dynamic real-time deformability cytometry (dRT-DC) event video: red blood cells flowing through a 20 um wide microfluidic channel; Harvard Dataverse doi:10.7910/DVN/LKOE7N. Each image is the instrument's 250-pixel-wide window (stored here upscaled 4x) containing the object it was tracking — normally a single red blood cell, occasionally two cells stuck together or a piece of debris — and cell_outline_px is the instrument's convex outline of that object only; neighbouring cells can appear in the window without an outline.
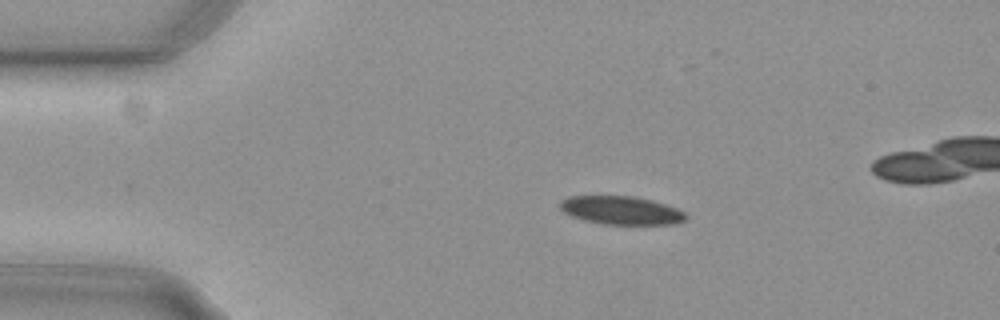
{"species": "common noctule bat (a hibernating species)", "species_latin": "Nyctalus noctula", "temperature_condition": "cold", "stored_images_in_passage": 33, "camera_frame_rate_fps": 3000, "um_per_image_px": 0.085, "animal": {"sex": "female", "body_mass_g": 29.2, "forearm_length_mm": 56.3}, "frame": {"image": 1, "passage_image": 1, "time_ms": 0.0, "image_size_px": [1000, 320], "cell_outline_px": [[688, 216], [684, 220], [676, 224], [600, 224], [584, 220], [572, 216], [564, 212], [560, 208], [560, 200], [568, 196], [632, 196], [652, 200], [676, 208], [684, 212]], "centroid_in_image_um": [52.78, 17.88], "position_along_channel_um": 32.2, "area_um2": 20.75}}
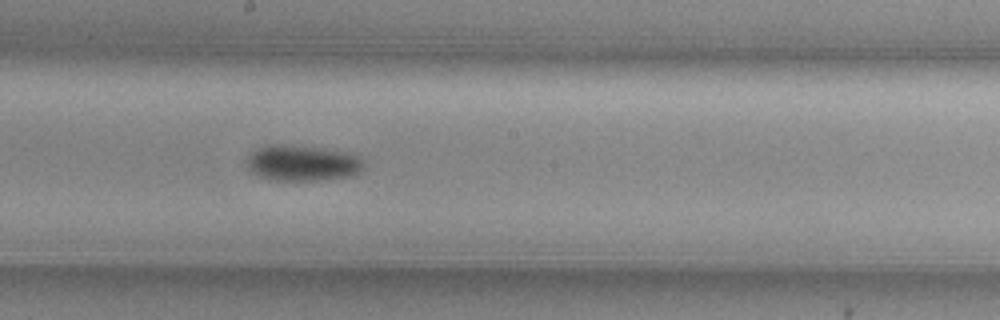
{"frame": {"image": 2, "passage_image": 20, "time_ms": 6.333, "image_size_px": [1000, 320], "cell_outline_px": [[364, 168], [360, 172], [352, 176], [320, 180], [268, 180], [256, 176], [248, 168], [244, 160], [256, 148], [268, 144], [276, 144], [320, 148], [340, 152], [356, 156], [364, 164]], "centroid_in_image_um": [25.61, 13.88], "position_along_channel_um": 222.6, "area_um2": 24.39}}
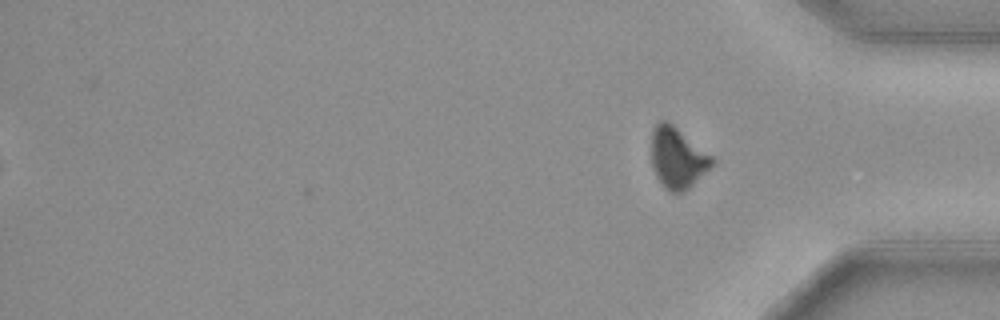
{"frame": {"image": 3, "passage_image": 33, "time_ms": 10.667, "image_size_px": [1000, 320], "cell_outline_px": [[716, 164], [684, 192], [668, 192], [664, 188], [656, 176], [652, 168], [652, 128], [660, 120], [668, 120], [712, 156], [716, 160]], "centroid_in_image_um": [57.6, 13.43], "position_along_channel_um": 377.6, "area_um2": 21.79}, "authors_computed_cell_mechanics": {"area_um2": 23.0044, "velocity_mm_per_s": 3.7371, "shape_relaxation_time_tau1_ms": 4.2749, "shape_relaxation_time_tau2_ms": null, "deformation_change_tau1": 0.1163, "deformation_change_tau2": null}}